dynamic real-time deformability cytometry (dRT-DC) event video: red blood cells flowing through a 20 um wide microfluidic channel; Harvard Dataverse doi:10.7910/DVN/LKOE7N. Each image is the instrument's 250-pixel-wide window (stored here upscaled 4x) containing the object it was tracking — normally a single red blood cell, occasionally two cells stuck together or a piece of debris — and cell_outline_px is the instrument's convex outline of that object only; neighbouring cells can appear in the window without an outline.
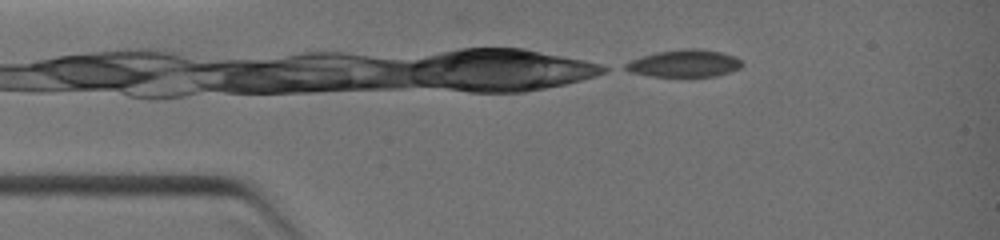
{"species": "common noctule bat (a hibernating species)", "species_latin": "Nyctalus noctula", "temperature_condition": "warm", "stored_images_in_passage": 2, "camera_frame_rate_fps": 3000, "um_per_image_px": 0.085, "animal": {"sex": "female", "body_mass_g": 19.0, "forearm_length_mm": 51.5}, "frame": {"image": 1, "passage_image": 2, "time_ms": 0.667, "image_size_px": [1000, 240], "cell_outline_px": [[744, 64], [740, 68], [716, 76], [688, 80], [652, 76], [628, 72], [616, 68], [632, 60], [656, 52], [684, 48], [700, 48], [720, 52], [732, 56], [740, 60]], "centroid_in_image_um": [58.1, 5.45], "position_along_channel_um": 26.9, "area_um2": 19.54}}